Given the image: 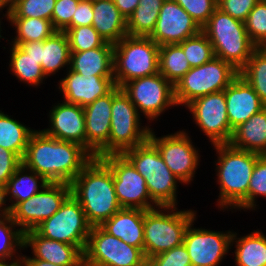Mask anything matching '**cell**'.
<instances>
[{
  "label": "cell",
  "instance_id": "obj_1",
  "mask_svg": "<svg viewBox=\"0 0 266 266\" xmlns=\"http://www.w3.org/2000/svg\"><path fill=\"white\" fill-rule=\"evenodd\" d=\"M92 158L80 144L61 141L35 130L22 163L48 182L71 184Z\"/></svg>",
  "mask_w": 266,
  "mask_h": 266
},
{
  "label": "cell",
  "instance_id": "obj_2",
  "mask_svg": "<svg viewBox=\"0 0 266 266\" xmlns=\"http://www.w3.org/2000/svg\"><path fill=\"white\" fill-rule=\"evenodd\" d=\"M70 185L71 194L81 204L91 226H100L122 209L112 171L101 158L93 157Z\"/></svg>",
  "mask_w": 266,
  "mask_h": 266
},
{
  "label": "cell",
  "instance_id": "obj_3",
  "mask_svg": "<svg viewBox=\"0 0 266 266\" xmlns=\"http://www.w3.org/2000/svg\"><path fill=\"white\" fill-rule=\"evenodd\" d=\"M218 158L216 163L219 196L217 206L221 210L247 209L248 187L258 153L233 148L230 144L213 145Z\"/></svg>",
  "mask_w": 266,
  "mask_h": 266
},
{
  "label": "cell",
  "instance_id": "obj_4",
  "mask_svg": "<svg viewBox=\"0 0 266 266\" xmlns=\"http://www.w3.org/2000/svg\"><path fill=\"white\" fill-rule=\"evenodd\" d=\"M213 46L215 57L240 71L257 46L250 40L245 23L216 8L201 28Z\"/></svg>",
  "mask_w": 266,
  "mask_h": 266
},
{
  "label": "cell",
  "instance_id": "obj_5",
  "mask_svg": "<svg viewBox=\"0 0 266 266\" xmlns=\"http://www.w3.org/2000/svg\"><path fill=\"white\" fill-rule=\"evenodd\" d=\"M196 214L195 210H178L176 206L144 210V255L147 261L182 245L186 228Z\"/></svg>",
  "mask_w": 266,
  "mask_h": 266
},
{
  "label": "cell",
  "instance_id": "obj_6",
  "mask_svg": "<svg viewBox=\"0 0 266 266\" xmlns=\"http://www.w3.org/2000/svg\"><path fill=\"white\" fill-rule=\"evenodd\" d=\"M122 155L144 177L150 197L158 206H177V184L181 181L170 171L149 139Z\"/></svg>",
  "mask_w": 266,
  "mask_h": 266
},
{
  "label": "cell",
  "instance_id": "obj_7",
  "mask_svg": "<svg viewBox=\"0 0 266 266\" xmlns=\"http://www.w3.org/2000/svg\"><path fill=\"white\" fill-rule=\"evenodd\" d=\"M159 49L150 37L126 35L114 44L115 86L122 87L136 78L159 73Z\"/></svg>",
  "mask_w": 266,
  "mask_h": 266
},
{
  "label": "cell",
  "instance_id": "obj_8",
  "mask_svg": "<svg viewBox=\"0 0 266 266\" xmlns=\"http://www.w3.org/2000/svg\"><path fill=\"white\" fill-rule=\"evenodd\" d=\"M136 106L124 91L112 89L111 130L108 139V154H122L149 139L151 127L142 126Z\"/></svg>",
  "mask_w": 266,
  "mask_h": 266
},
{
  "label": "cell",
  "instance_id": "obj_9",
  "mask_svg": "<svg viewBox=\"0 0 266 266\" xmlns=\"http://www.w3.org/2000/svg\"><path fill=\"white\" fill-rule=\"evenodd\" d=\"M238 75V70L218 57L192 67L174 86L176 104L186 106L201 96L224 91Z\"/></svg>",
  "mask_w": 266,
  "mask_h": 266
},
{
  "label": "cell",
  "instance_id": "obj_10",
  "mask_svg": "<svg viewBox=\"0 0 266 266\" xmlns=\"http://www.w3.org/2000/svg\"><path fill=\"white\" fill-rule=\"evenodd\" d=\"M91 227L81 204L71 194L58 211L34 230L47 239L74 245L84 253Z\"/></svg>",
  "mask_w": 266,
  "mask_h": 266
},
{
  "label": "cell",
  "instance_id": "obj_11",
  "mask_svg": "<svg viewBox=\"0 0 266 266\" xmlns=\"http://www.w3.org/2000/svg\"><path fill=\"white\" fill-rule=\"evenodd\" d=\"M147 262L140 248L92 226L83 253V266H143Z\"/></svg>",
  "mask_w": 266,
  "mask_h": 266
},
{
  "label": "cell",
  "instance_id": "obj_12",
  "mask_svg": "<svg viewBox=\"0 0 266 266\" xmlns=\"http://www.w3.org/2000/svg\"><path fill=\"white\" fill-rule=\"evenodd\" d=\"M121 89L149 122L155 121L170 106H177L174 85L160 73L133 79Z\"/></svg>",
  "mask_w": 266,
  "mask_h": 266
},
{
  "label": "cell",
  "instance_id": "obj_13",
  "mask_svg": "<svg viewBox=\"0 0 266 266\" xmlns=\"http://www.w3.org/2000/svg\"><path fill=\"white\" fill-rule=\"evenodd\" d=\"M101 159L112 171L115 192L122 208L151 210L159 207L151 199L144 177L122 154H108Z\"/></svg>",
  "mask_w": 266,
  "mask_h": 266
},
{
  "label": "cell",
  "instance_id": "obj_14",
  "mask_svg": "<svg viewBox=\"0 0 266 266\" xmlns=\"http://www.w3.org/2000/svg\"><path fill=\"white\" fill-rule=\"evenodd\" d=\"M70 195V184L49 182L38 193L19 202L9 214L18 228L25 233L50 218Z\"/></svg>",
  "mask_w": 266,
  "mask_h": 266
},
{
  "label": "cell",
  "instance_id": "obj_15",
  "mask_svg": "<svg viewBox=\"0 0 266 266\" xmlns=\"http://www.w3.org/2000/svg\"><path fill=\"white\" fill-rule=\"evenodd\" d=\"M149 140L156 146L165 164L181 183L190 184L200 164V151L193 145L186 130L156 137L151 128Z\"/></svg>",
  "mask_w": 266,
  "mask_h": 266
},
{
  "label": "cell",
  "instance_id": "obj_16",
  "mask_svg": "<svg viewBox=\"0 0 266 266\" xmlns=\"http://www.w3.org/2000/svg\"><path fill=\"white\" fill-rule=\"evenodd\" d=\"M185 107L212 145L229 144L234 130L229 124L224 91L196 98Z\"/></svg>",
  "mask_w": 266,
  "mask_h": 266
},
{
  "label": "cell",
  "instance_id": "obj_17",
  "mask_svg": "<svg viewBox=\"0 0 266 266\" xmlns=\"http://www.w3.org/2000/svg\"><path fill=\"white\" fill-rule=\"evenodd\" d=\"M192 220L186 228L183 244L190 256L192 266H218L231 249L233 231L221 232L194 228Z\"/></svg>",
  "mask_w": 266,
  "mask_h": 266
},
{
  "label": "cell",
  "instance_id": "obj_18",
  "mask_svg": "<svg viewBox=\"0 0 266 266\" xmlns=\"http://www.w3.org/2000/svg\"><path fill=\"white\" fill-rule=\"evenodd\" d=\"M201 28L176 1L165 0L156 26L149 36L157 45L179 44L198 34Z\"/></svg>",
  "mask_w": 266,
  "mask_h": 266
},
{
  "label": "cell",
  "instance_id": "obj_19",
  "mask_svg": "<svg viewBox=\"0 0 266 266\" xmlns=\"http://www.w3.org/2000/svg\"><path fill=\"white\" fill-rule=\"evenodd\" d=\"M84 108L86 150L101 158L108 155V139L111 130L112 90Z\"/></svg>",
  "mask_w": 266,
  "mask_h": 266
},
{
  "label": "cell",
  "instance_id": "obj_20",
  "mask_svg": "<svg viewBox=\"0 0 266 266\" xmlns=\"http://www.w3.org/2000/svg\"><path fill=\"white\" fill-rule=\"evenodd\" d=\"M50 128L42 131L61 141L80 144L86 149V127L84 108L82 106L60 101L49 111Z\"/></svg>",
  "mask_w": 266,
  "mask_h": 266
},
{
  "label": "cell",
  "instance_id": "obj_21",
  "mask_svg": "<svg viewBox=\"0 0 266 266\" xmlns=\"http://www.w3.org/2000/svg\"><path fill=\"white\" fill-rule=\"evenodd\" d=\"M64 78L59 81V89L64 101L79 106H86L97 98L108 94L114 87V77L81 75L69 68Z\"/></svg>",
  "mask_w": 266,
  "mask_h": 266
},
{
  "label": "cell",
  "instance_id": "obj_22",
  "mask_svg": "<svg viewBox=\"0 0 266 266\" xmlns=\"http://www.w3.org/2000/svg\"><path fill=\"white\" fill-rule=\"evenodd\" d=\"M224 92L227 116L233 130L266 107L252 86L240 75Z\"/></svg>",
  "mask_w": 266,
  "mask_h": 266
},
{
  "label": "cell",
  "instance_id": "obj_23",
  "mask_svg": "<svg viewBox=\"0 0 266 266\" xmlns=\"http://www.w3.org/2000/svg\"><path fill=\"white\" fill-rule=\"evenodd\" d=\"M24 249L31 247L33 259L60 266H83V253L74 245L47 239L35 230L24 233Z\"/></svg>",
  "mask_w": 266,
  "mask_h": 266
},
{
  "label": "cell",
  "instance_id": "obj_24",
  "mask_svg": "<svg viewBox=\"0 0 266 266\" xmlns=\"http://www.w3.org/2000/svg\"><path fill=\"white\" fill-rule=\"evenodd\" d=\"M100 227L126 244L140 248L144 253V210L122 208Z\"/></svg>",
  "mask_w": 266,
  "mask_h": 266
},
{
  "label": "cell",
  "instance_id": "obj_25",
  "mask_svg": "<svg viewBox=\"0 0 266 266\" xmlns=\"http://www.w3.org/2000/svg\"><path fill=\"white\" fill-rule=\"evenodd\" d=\"M48 183L43 176L38 175L22 163L9 179L8 184L2 188V203L6 212L9 213L19 202L38 193ZM8 199L11 204L8 203L6 206Z\"/></svg>",
  "mask_w": 266,
  "mask_h": 266
},
{
  "label": "cell",
  "instance_id": "obj_26",
  "mask_svg": "<svg viewBox=\"0 0 266 266\" xmlns=\"http://www.w3.org/2000/svg\"><path fill=\"white\" fill-rule=\"evenodd\" d=\"M113 49L114 45L106 42L102 47L71 52L69 69L81 75L114 77Z\"/></svg>",
  "mask_w": 266,
  "mask_h": 266
},
{
  "label": "cell",
  "instance_id": "obj_27",
  "mask_svg": "<svg viewBox=\"0 0 266 266\" xmlns=\"http://www.w3.org/2000/svg\"><path fill=\"white\" fill-rule=\"evenodd\" d=\"M92 26L108 43L116 44L127 34V19L120 13L113 0L93 2Z\"/></svg>",
  "mask_w": 266,
  "mask_h": 266
},
{
  "label": "cell",
  "instance_id": "obj_28",
  "mask_svg": "<svg viewBox=\"0 0 266 266\" xmlns=\"http://www.w3.org/2000/svg\"><path fill=\"white\" fill-rule=\"evenodd\" d=\"M229 144L236 149L266 155V107L236 127Z\"/></svg>",
  "mask_w": 266,
  "mask_h": 266
},
{
  "label": "cell",
  "instance_id": "obj_29",
  "mask_svg": "<svg viewBox=\"0 0 266 266\" xmlns=\"http://www.w3.org/2000/svg\"><path fill=\"white\" fill-rule=\"evenodd\" d=\"M233 232L231 246L235 243L236 266H266V236L258 229L246 236Z\"/></svg>",
  "mask_w": 266,
  "mask_h": 266
},
{
  "label": "cell",
  "instance_id": "obj_30",
  "mask_svg": "<svg viewBox=\"0 0 266 266\" xmlns=\"http://www.w3.org/2000/svg\"><path fill=\"white\" fill-rule=\"evenodd\" d=\"M70 46L67 34L64 31H56L43 41L41 48V67L46 75L56 74L65 66H70Z\"/></svg>",
  "mask_w": 266,
  "mask_h": 266
},
{
  "label": "cell",
  "instance_id": "obj_31",
  "mask_svg": "<svg viewBox=\"0 0 266 266\" xmlns=\"http://www.w3.org/2000/svg\"><path fill=\"white\" fill-rule=\"evenodd\" d=\"M34 131L0 110V146L14 152L21 160Z\"/></svg>",
  "mask_w": 266,
  "mask_h": 266
},
{
  "label": "cell",
  "instance_id": "obj_32",
  "mask_svg": "<svg viewBox=\"0 0 266 266\" xmlns=\"http://www.w3.org/2000/svg\"><path fill=\"white\" fill-rule=\"evenodd\" d=\"M165 0H140L127 19V34L149 37L155 29L160 9Z\"/></svg>",
  "mask_w": 266,
  "mask_h": 266
},
{
  "label": "cell",
  "instance_id": "obj_33",
  "mask_svg": "<svg viewBox=\"0 0 266 266\" xmlns=\"http://www.w3.org/2000/svg\"><path fill=\"white\" fill-rule=\"evenodd\" d=\"M16 227V228H15ZM24 233L8 212L0 215V263H21L16 251L24 249ZM17 253V256L15 254ZM20 256V257H19ZM15 257V258H13ZM18 257V258H17ZM12 260V261H10ZM10 261V262H9Z\"/></svg>",
  "mask_w": 266,
  "mask_h": 266
},
{
  "label": "cell",
  "instance_id": "obj_34",
  "mask_svg": "<svg viewBox=\"0 0 266 266\" xmlns=\"http://www.w3.org/2000/svg\"><path fill=\"white\" fill-rule=\"evenodd\" d=\"M10 70L18 80L29 86H40L43 79H47L42 67L29 54H26L19 46L11 44Z\"/></svg>",
  "mask_w": 266,
  "mask_h": 266
},
{
  "label": "cell",
  "instance_id": "obj_35",
  "mask_svg": "<svg viewBox=\"0 0 266 266\" xmlns=\"http://www.w3.org/2000/svg\"><path fill=\"white\" fill-rule=\"evenodd\" d=\"M159 73L174 86L191 69L179 44H166L159 49Z\"/></svg>",
  "mask_w": 266,
  "mask_h": 266
},
{
  "label": "cell",
  "instance_id": "obj_36",
  "mask_svg": "<svg viewBox=\"0 0 266 266\" xmlns=\"http://www.w3.org/2000/svg\"><path fill=\"white\" fill-rule=\"evenodd\" d=\"M10 25L15 27L16 36L10 43L44 41L56 30L50 20L41 18H8Z\"/></svg>",
  "mask_w": 266,
  "mask_h": 266
},
{
  "label": "cell",
  "instance_id": "obj_37",
  "mask_svg": "<svg viewBox=\"0 0 266 266\" xmlns=\"http://www.w3.org/2000/svg\"><path fill=\"white\" fill-rule=\"evenodd\" d=\"M266 105V47H257L239 71Z\"/></svg>",
  "mask_w": 266,
  "mask_h": 266
},
{
  "label": "cell",
  "instance_id": "obj_38",
  "mask_svg": "<svg viewBox=\"0 0 266 266\" xmlns=\"http://www.w3.org/2000/svg\"><path fill=\"white\" fill-rule=\"evenodd\" d=\"M179 45L182 47L191 68L201 66L215 57L213 46L202 31L185 39Z\"/></svg>",
  "mask_w": 266,
  "mask_h": 266
},
{
  "label": "cell",
  "instance_id": "obj_39",
  "mask_svg": "<svg viewBox=\"0 0 266 266\" xmlns=\"http://www.w3.org/2000/svg\"><path fill=\"white\" fill-rule=\"evenodd\" d=\"M56 0H18L10 7L9 18H41L50 20Z\"/></svg>",
  "mask_w": 266,
  "mask_h": 266
},
{
  "label": "cell",
  "instance_id": "obj_40",
  "mask_svg": "<svg viewBox=\"0 0 266 266\" xmlns=\"http://www.w3.org/2000/svg\"><path fill=\"white\" fill-rule=\"evenodd\" d=\"M64 32L69 40L70 52L102 47L106 43L92 25L66 28Z\"/></svg>",
  "mask_w": 266,
  "mask_h": 266
},
{
  "label": "cell",
  "instance_id": "obj_41",
  "mask_svg": "<svg viewBox=\"0 0 266 266\" xmlns=\"http://www.w3.org/2000/svg\"><path fill=\"white\" fill-rule=\"evenodd\" d=\"M244 23L250 40L257 47H266V0L254 6Z\"/></svg>",
  "mask_w": 266,
  "mask_h": 266
},
{
  "label": "cell",
  "instance_id": "obj_42",
  "mask_svg": "<svg viewBox=\"0 0 266 266\" xmlns=\"http://www.w3.org/2000/svg\"><path fill=\"white\" fill-rule=\"evenodd\" d=\"M266 197V155H261L253 168L248 187V209L255 210L256 198Z\"/></svg>",
  "mask_w": 266,
  "mask_h": 266
},
{
  "label": "cell",
  "instance_id": "obj_43",
  "mask_svg": "<svg viewBox=\"0 0 266 266\" xmlns=\"http://www.w3.org/2000/svg\"><path fill=\"white\" fill-rule=\"evenodd\" d=\"M202 28L217 8V0H174Z\"/></svg>",
  "mask_w": 266,
  "mask_h": 266
},
{
  "label": "cell",
  "instance_id": "obj_44",
  "mask_svg": "<svg viewBox=\"0 0 266 266\" xmlns=\"http://www.w3.org/2000/svg\"><path fill=\"white\" fill-rule=\"evenodd\" d=\"M148 262L151 266H192L184 244L155 255Z\"/></svg>",
  "mask_w": 266,
  "mask_h": 266
},
{
  "label": "cell",
  "instance_id": "obj_45",
  "mask_svg": "<svg viewBox=\"0 0 266 266\" xmlns=\"http://www.w3.org/2000/svg\"><path fill=\"white\" fill-rule=\"evenodd\" d=\"M80 0H56L52 13V25L56 31H64L71 23Z\"/></svg>",
  "mask_w": 266,
  "mask_h": 266
},
{
  "label": "cell",
  "instance_id": "obj_46",
  "mask_svg": "<svg viewBox=\"0 0 266 266\" xmlns=\"http://www.w3.org/2000/svg\"><path fill=\"white\" fill-rule=\"evenodd\" d=\"M260 0H217V8L234 19L245 22L250 11Z\"/></svg>",
  "mask_w": 266,
  "mask_h": 266
},
{
  "label": "cell",
  "instance_id": "obj_47",
  "mask_svg": "<svg viewBox=\"0 0 266 266\" xmlns=\"http://www.w3.org/2000/svg\"><path fill=\"white\" fill-rule=\"evenodd\" d=\"M22 160L12 151L0 146V188L8 184Z\"/></svg>",
  "mask_w": 266,
  "mask_h": 266
},
{
  "label": "cell",
  "instance_id": "obj_48",
  "mask_svg": "<svg viewBox=\"0 0 266 266\" xmlns=\"http://www.w3.org/2000/svg\"><path fill=\"white\" fill-rule=\"evenodd\" d=\"M93 22V2L80 0L71 23L67 28L78 26H91Z\"/></svg>",
  "mask_w": 266,
  "mask_h": 266
},
{
  "label": "cell",
  "instance_id": "obj_49",
  "mask_svg": "<svg viewBox=\"0 0 266 266\" xmlns=\"http://www.w3.org/2000/svg\"><path fill=\"white\" fill-rule=\"evenodd\" d=\"M19 46L26 54H29L38 64L41 65V48L43 47V41H31L25 43H11Z\"/></svg>",
  "mask_w": 266,
  "mask_h": 266
},
{
  "label": "cell",
  "instance_id": "obj_50",
  "mask_svg": "<svg viewBox=\"0 0 266 266\" xmlns=\"http://www.w3.org/2000/svg\"><path fill=\"white\" fill-rule=\"evenodd\" d=\"M120 13L128 19L139 5L140 0H113Z\"/></svg>",
  "mask_w": 266,
  "mask_h": 266
},
{
  "label": "cell",
  "instance_id": "obj_51",
  "mask_svg": "<svg viewBox=\"0 0 266 266\" xmlns=\"http://www.w3.org/2000/svg\"><path fill=\"white\" fill-rule=\"evenodd\" d=\"M21 266H60V265H55L45 260L33 259L30 256L28 257L26 255H22Z\"/></svg>",
  "mask_w": 266,
  "mask_h": 266
},
{
  "label": "cell",
  "instance_id": "obj_52",
  "mask_svg": "<svg viewBox=\"0 0 266 266\" xmlns=\"http://www.w3.org/2000/svg\"><path fill=\"white\" fill-rule=\"evenodd\" d=\"M5 7H6L7 11H5L6 13L3 16H5L8 20L10 8L5 4V2L3 0H0V12H3L2 10ZM0 23H1V18H0Z\"/></svg>",
  "mask_w": 266,
  "mask_h": 266
},
{
  "label": "cell",
  "instance_id": "obj_53",
  "mask_svg": "<svg viewBox=\"0 0 266 266\" xmlns=\"http://www.w3.org/2000/svg\"><path fill=\"white\" fill-rule=\"evenodd\" d=\"M6 213V209L2 203V189L0 188V215Z\"/></svg>",
  "mask_w": 266,
  "mask_h": 266
},
{
  "label": "cell",
  "instance_id": "obj_54",
  "mask_svg": "<svg viewBox=\"0 0 266 266\" xmlns=\"http://www.w3.org/2000/svg\"><path fill=\"white\" fill-rule=\"evenodd\" d=\"M5 4L10 8L13 4H15L18 0H3Z\"/></svg>",
  "mask_w": 266,
  "mask_h": 266
},
{
  "label": "cell",
  "instance_id": "obj_55",
  "mask_svg": "<svg viewBox=\"0 0 266 266\" xmlns=\"http://www.w3.org/2000/svg\"><path fill=\"white\" fill-rule=\"evenodd\" d=\"M0 266H21V263H0Z\"/></svg>",
  "mask_w": 266,
  "mask_h": 266
},
{
  "label": "cell",
  "instance_id": "obj_56",
  "mask_svg": "<svg viewBox=\"0 0 266 266\" xmlns=\"http://www.w3.org/2000/svg\"><path fill=\"white\" fill-rule=\"evenodd\" d=\"M1 29H2V28H1V23H0V38L2 39V38H4V37L1 36V31H2Z\"/></svg>",
  "mask_w": 266,
  "mask_h": 266
},
{
  "label": "cell",
  "instance_id": "obj_57",
  "mask_svg": "<svg viewBox=\"0 0 266 266\" xmlns=\"http://www.w3.org/2000/svg\"><path fill=\"white\" fill-rule=\"evenodd\" d=\"M143 266H151L149 262L147 261Z\"/></svg>",
  "mask_w": 266,
  "mask_h": 266
},
{
  "label": "cell",
  "instance_id": "obj_58",
  "mask_svg": "<svg viewBox=\"0 0 266 266\" xmlns=\"http://www.w3.org/2000/svg\"><path fill=\"white\" fill-rule=\"evenodd\" d=\"M87 1L95 2V1H99V0H87Z\"/></svg>",
  "mask_w": 266,
  "mask_h": 266
}]
</instances>
